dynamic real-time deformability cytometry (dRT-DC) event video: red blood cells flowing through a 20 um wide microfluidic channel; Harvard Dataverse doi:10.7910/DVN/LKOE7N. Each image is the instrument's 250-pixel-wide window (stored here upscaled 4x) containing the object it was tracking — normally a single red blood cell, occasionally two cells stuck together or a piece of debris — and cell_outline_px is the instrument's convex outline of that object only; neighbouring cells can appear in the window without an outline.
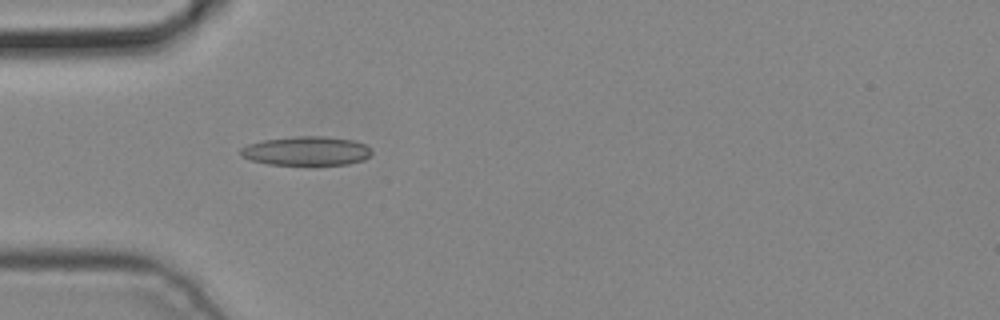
{"species": "common noctule bat (a hibernating species)", "species_latin": "Nyctalus noctula", "temperature_condition": "cold", "stored_images_in_passage": 2, "camera_frame_rate_fps": 3000, "um_per_image_px": 0.085, "animal": {"sex": "male", "body_mass_g": 19.2, "forearm_length_mm": 51.8}, "frame": {"image": 1, "passage_image": 2, "time_ms": 0.333, "image_size_px": [1000, 320], "cell_outline_px": [[372, 152], [364, 160], [348, 164], [268, 164], [252, 160], [240, 156], [240, 148], [248, 144], [264, 140], [296, 136], [324, 136], [352, 140], [364, 144], [372, 148]], "centroid_in_image_um": [26.05, 12.82], "position_along_channel_um": 59.0, "area_um2": 22.02}}